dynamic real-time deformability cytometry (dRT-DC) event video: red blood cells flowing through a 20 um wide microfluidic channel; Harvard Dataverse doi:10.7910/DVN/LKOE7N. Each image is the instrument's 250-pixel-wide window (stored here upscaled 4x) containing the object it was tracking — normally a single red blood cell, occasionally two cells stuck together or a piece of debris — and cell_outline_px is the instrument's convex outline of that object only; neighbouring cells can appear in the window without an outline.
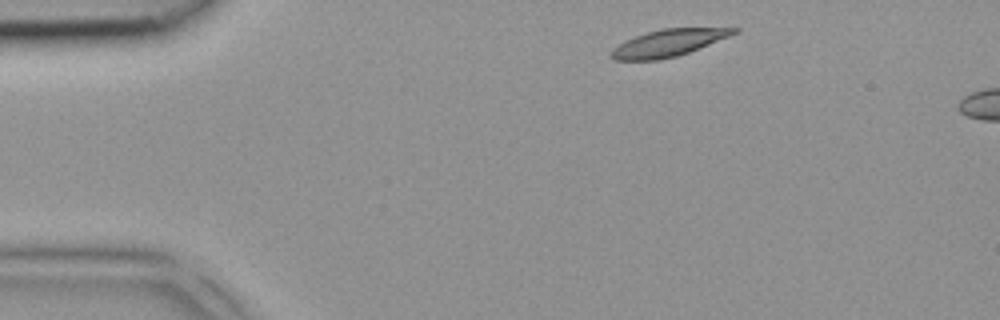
{"species": "common noctule bat (a hibernating species)", "species_latin": "Nyctalus noctula", "temperature_condition": "room temperature", "stored_images_in_passage": 2, "camera_frame_rate_fps": 3000, "um_per_image_px": 0.085, "animal": {"sex": "female", "body_mass_g": 18.4}, "frame": {"image": 1, "passage_image": 1, "time_ms": 0.0, "image_size_px": [1000, 320], "cell_outline_px": [[740, 32], [688, 52], [676, 56], [660, 60], [612, 60], [608, 56], [612, 48], [624, 40], [648, 32], [664, 28], [740, 28]], "centroid_in_image_um": [56.76, 3.66], "position_along_channel_um": 28.2, "area_um2": 19.25}}